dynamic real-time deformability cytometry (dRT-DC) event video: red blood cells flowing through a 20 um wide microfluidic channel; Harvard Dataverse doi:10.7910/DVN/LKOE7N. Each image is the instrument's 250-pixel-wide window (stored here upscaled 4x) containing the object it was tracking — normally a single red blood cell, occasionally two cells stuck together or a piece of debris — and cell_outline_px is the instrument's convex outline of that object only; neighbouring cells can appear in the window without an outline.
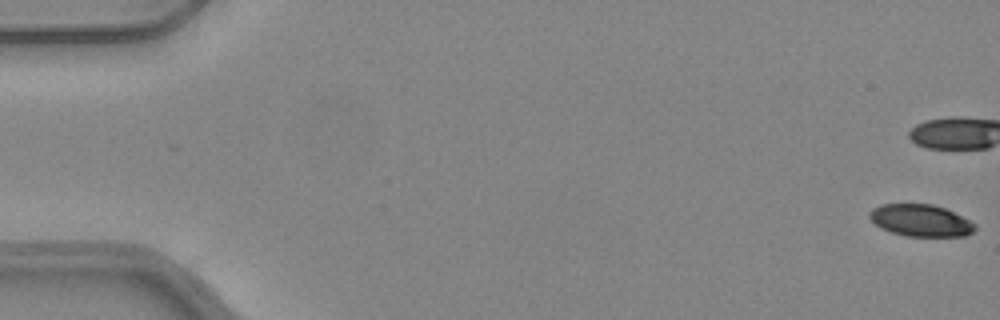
{"species": "common noctule bat (a hibernating species)", "species_latin": "Nyctalus noctula", "temperature_condition": "warm", "stored_images_in_passage": 53, "camera_frame_rate_fps": 3000, "um_per_image_px": 0.085, "animal": {"sex": "female", "body_mass_g": 24.6, "forearm_length_mm": 56.2}, "frame": {"image": 1, "passage_image": 1, "time_ms": 0.0, "image_size_px": [1000, 320], "cell_outline_px": [[976, 228], [972, 232], [964, 236], [904, 236], [880, 228], [868, 216], [868, 212], [872, 208], [880, 204], [932, 204], [944, 208], [976, 224]], "centroid_in_image_um": [78.22, 18.74], "position_along_channel_um": 6.8, "area_um2": 19.54}}
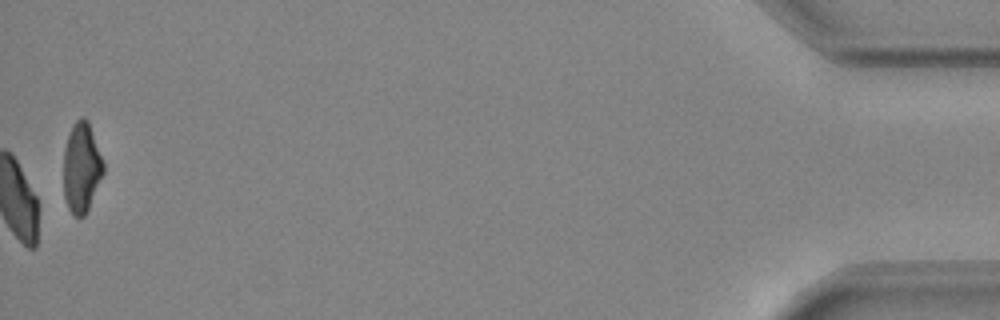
{"frame": {"image": 2, "passage_image": 53, "time_ms": 17.333, "image_size_px": [1000, 320], "cell_outline_px": [[104, 172], [88, 208], [84, 216], [72, 216], [68, 208], [64, 196], [64, 148], [72, 124], [80, 116], [84, 116], [88, 120], [104, 164]], "centroid_in_image_um": [6.92, 14.22], "position_along_channel_um": 428.3, "area_um2": 20.81}, "authors_computed_cell_mechanics": {"area_um2": 22.7732, "velocity_mm_per_s": 4.0033, "shape_relaxation_time_tau1_ms": 10.0691, "shape_relaxation_time_tau2_ms": null, "deformation_change_tau1": 0.1911, "deformation_change_tau2": null}}